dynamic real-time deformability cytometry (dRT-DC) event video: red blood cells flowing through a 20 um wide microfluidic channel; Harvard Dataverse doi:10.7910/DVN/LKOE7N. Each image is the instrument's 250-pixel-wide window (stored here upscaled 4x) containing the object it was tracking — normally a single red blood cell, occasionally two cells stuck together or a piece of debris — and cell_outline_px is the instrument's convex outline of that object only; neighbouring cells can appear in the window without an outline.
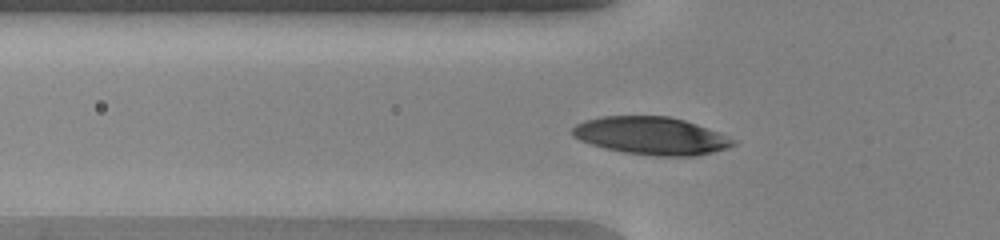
{"species": "human", "species_latin": "Homo sapiens", "temperature_condition": "warm", "stored_images_in_passage": 44, "camera_frame_rate_fps": 3000, "um_per_image_px": 0.085, "donor": {"sex": "female"}, "frame": {"image": 1, "passage_image": 11, "time_ms": 3.333, "image_size_px": [1000, 240], "cell_outline_px": [[736, 144], [728, 148], [696, 156], [656, 156], [624, 152], [604, 148], [580, 140], [572, 136], [572, 128], [576, 124], [584, 120], [600, 116], [668, 116], [684, 120], [720, 132], [736, 140]], "centroid_in_image_um": [55.36, 11.54], "position_along_channel_um": 70.4, "area_um2": 35.43}}
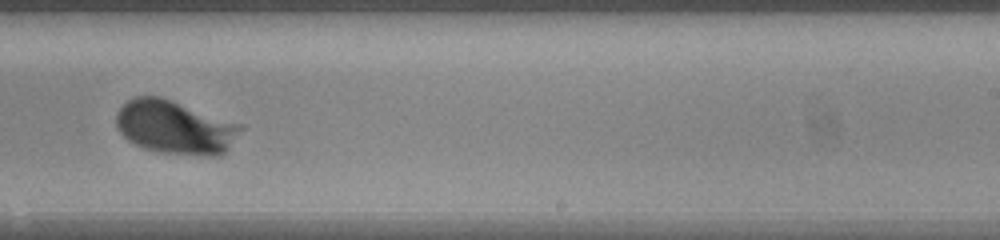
{"frame": {"image": 2, "passage_image": 26, "time_ms": 8.333, "image_size_px": [1000, 240], "cell_outline_px": [[244, 128], [228, 148], [220, 156], [204, 156], [160, 152], [144, 148], [128, 140], [120, 132], [116, 124], [116, 112], [128, 100], [136, 96], [160, 96], [244, 124]], "centroid_in_image_um": [14.91, 10.81], "position_along_channel_um": 274.1, "area_um2": 39.02}}
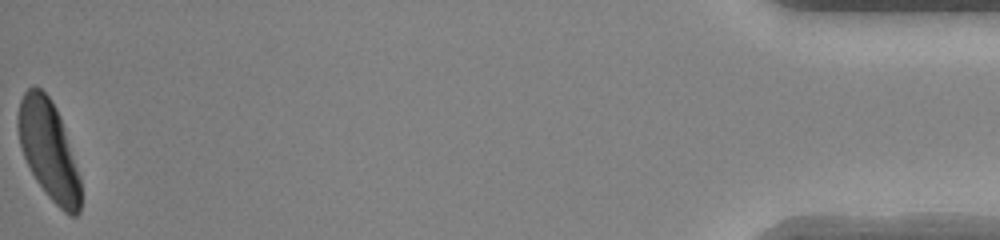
{"frame": {"image": 3, "passage_image": 44, "time_ms": 14.333, "image_size_px": [1000, 240], "cell_outline_px": [[80, 212], [76, 216], [72, 216], [64, 212], [48, 196], [36, 180], [24, 156], [20, 144], [16, 128], [16, 120], [20, 100], [24, 92], [28, 88], [40, 88], [48, 96], [56, 108], [80, 176]], "centroid_in_image_um": [4.11, 12.76], "position_along_channel_um": 431.1, "area_um2": 35.49}, "authors_computed_cell_mechanics": {"area_um2": 35.8071, "velocity_mm_per_s": 4.0955, "shape_relaxation_time_tau1_ms": 1.7515, "shape_relaxation_time_tau2_ms": null, "deformation_change_tau1": 0.1665, "deformation_change_tau2": null}}